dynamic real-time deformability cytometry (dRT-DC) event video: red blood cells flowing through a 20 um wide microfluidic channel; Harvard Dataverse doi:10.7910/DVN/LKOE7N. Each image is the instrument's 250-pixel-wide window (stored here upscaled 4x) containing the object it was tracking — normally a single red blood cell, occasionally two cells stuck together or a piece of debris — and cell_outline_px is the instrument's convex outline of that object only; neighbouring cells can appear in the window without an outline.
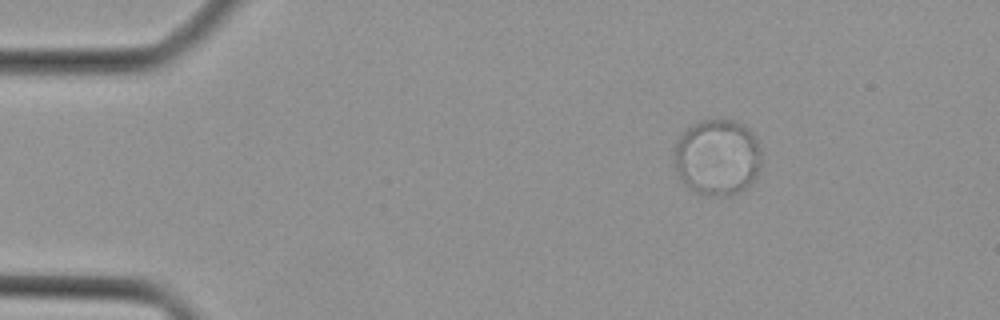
{"species": "Egyptian fruit bat (a non-hibernating species)", "species_latin": "Rousettus aegyptiacus", "temperature_condition": "cold", "stored_images_in_passage": 38, "camera_frame_rate_fps": 3000, "um_per_image_px": 0.085, "animal": {"sex": "female"}, "frame": {"image": 1, "passage_image": 1, "time_ms": 0.0, "image_size_px": [1000, 320], "cell_outline_px": [[764, 160], [756, 180], [748, 188], [728, 196], [704, 196], [688, 188], [684, 184], [676, 172], [676, 144], [680, 136], [692, 124], [700, 120], [736, 120], [744, 124], [752, 132], [760, 148]], "centroid_in_image_um": [61.04, 13.4], "position_along_channel_um": 24.0, "area_um2": 39.48}}
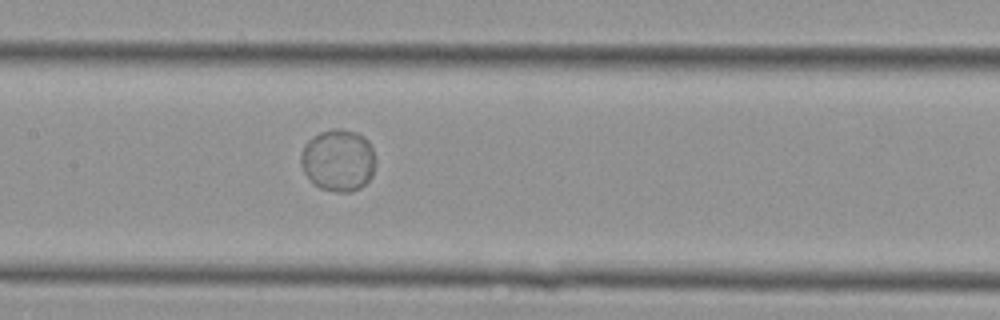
{"frame": {"image": 2, "passage_image": 16, "time_ms": 5.0, "image_size_px": [1000, 320], "cell_outline_px": [[372, 176], [360, 188], [352, 192], [336, 192], [320, 188], [312, 184], [304, 172], [300, 164], [300, 156], [308, 140], [320, 132], [332, 128], [336, 128], [356, 132], [364, 136], [368, 140], [372, 148]], "centroid_in_image_um": [28.7, 13.63], "position_along_channel_um": 178.7, "area_um2": 26.82}}
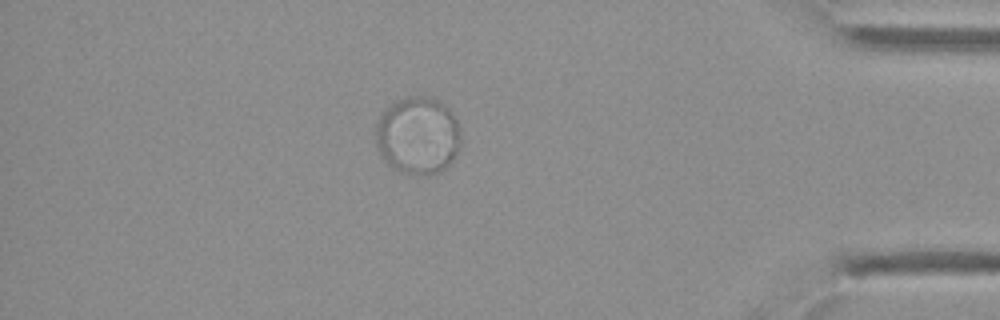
{"frame": {"image": 3, "passage_image": 33, "time_ms": 10.667, "image_size_px": [1000, 320], "cell_outline_px": [[460, 144], [452, 160], [444, 168], [436, 172], [424, 176], [420, 176], [400, 172], [392, 168], [380, 156], [376, 144], [376, 124], [384, 108], [396, 100], [408, 96], [436, 96], [448, 108], [456, 120], [460, 128]], "centroid_in_image_um": [35.49, 11.5], "position_along_channel_um": 399.7, "area_um2": 38.96}}